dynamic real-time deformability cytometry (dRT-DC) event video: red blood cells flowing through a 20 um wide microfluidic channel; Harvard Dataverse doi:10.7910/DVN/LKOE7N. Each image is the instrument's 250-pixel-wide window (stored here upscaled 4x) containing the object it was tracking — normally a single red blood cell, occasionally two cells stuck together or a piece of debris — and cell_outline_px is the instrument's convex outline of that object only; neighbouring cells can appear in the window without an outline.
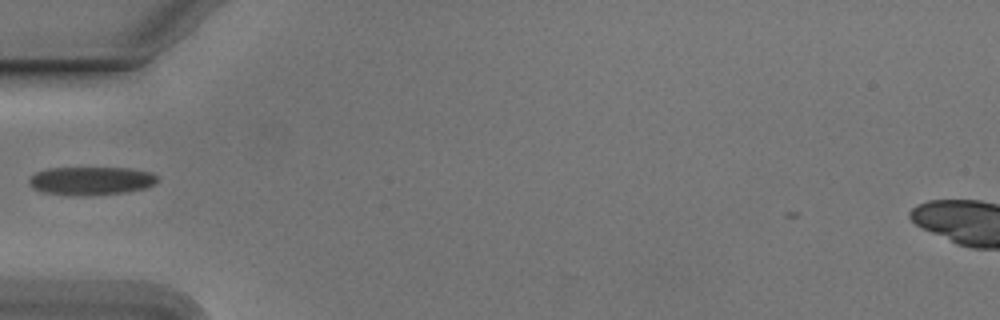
{"species": "Egyptian fruit bat (a non-hibernating species)", "species_latin": "Rousettus aegyptiacus", "temperature_condition": "cold", "stored_images_in_passage": 36, "camera_frame_rate_fps": 3000, "um_per_image_px": 0.085, "animal": {"sex": "male"}, "frame": {"image": 1, "passage_image": 1, "time_ms": 0.0, "image_size_px": [1000, 320], "cell_outline_px": [[160, 180], [156, 184], [144, 188], [128, 192], [88, 196], [72, 196], [40, 192], [32, 188], [28, 180], [36, 172], [48, 168], [132, 168], [152, 172], [160, 176]], "centroid_in_image_um": [7.79, 15.38], "position_along_channel_um": 77.2, "area_um2": 21.73}}
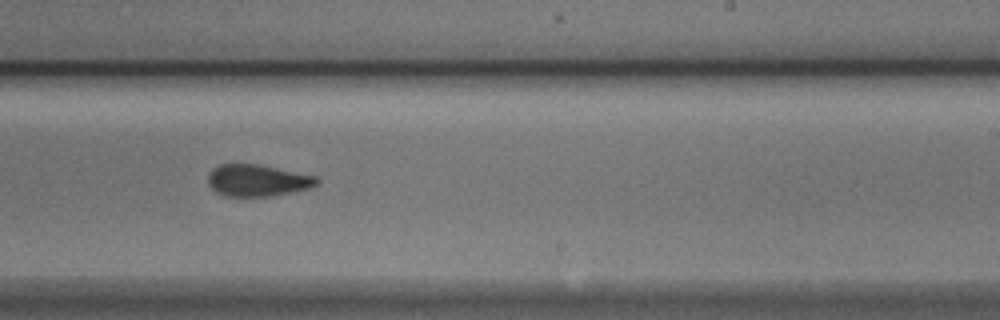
{"frame": {"image": 2, "passage_image": 16, "time_ms": 5.0, "image_size_px": [1000, 320], "cell_outline_px": [[320, 180], [312, 188], [272, 196], [224, 196], [216, 192], [208, 184], [208, 176], [212, 168], [220, 164], [256, 164], [316, 176]], "centroid_in_image_um": [21.87, 15.34], "position_along_channel_um": 267.1, "area_um2": 20.11}}
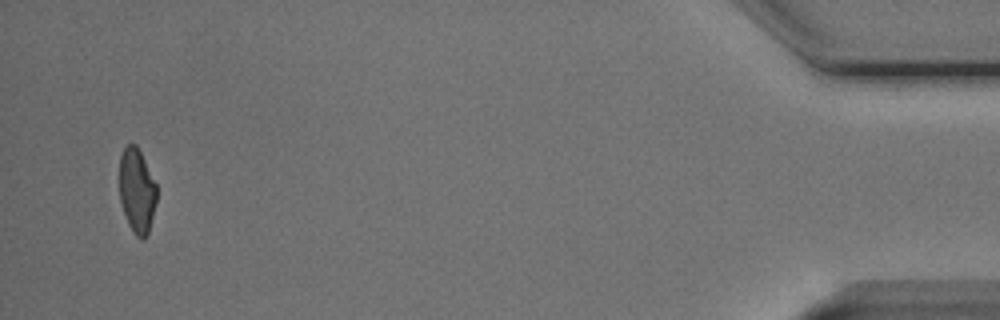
{"frame": {"image": 3, "passage_image": 35, "time_ms": 11.333, "image_size_px": [1000, 320], "cell_outline_px": [[156, 204], [148, 232], [144, 240], [140, 240], [132, 232], [128, 224], [120, 200], [120, 156], [124, 148], [128, 144], [136, 144], [156, 184]], "centroid_in_image_um": [11.63, 16.25], "position_along_channel_um": 423.6, "area_um2": 18.21}}